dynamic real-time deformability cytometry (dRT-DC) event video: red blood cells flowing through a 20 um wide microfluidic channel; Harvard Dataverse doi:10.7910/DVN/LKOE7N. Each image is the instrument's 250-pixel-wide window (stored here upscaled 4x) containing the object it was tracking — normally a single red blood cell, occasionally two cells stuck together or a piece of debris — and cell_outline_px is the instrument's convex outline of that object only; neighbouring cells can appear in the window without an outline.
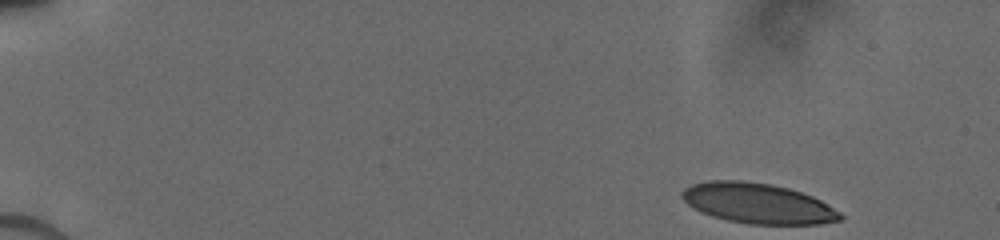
{"species": "human", "species_latin": "Homo sapiens", "temperature_condition": "cold", "stored_images_in_passage": 9, "camera_frame_rate_fps": 3000, "um_per_image_px": 0.085, "donor": {"sex": "male"}, "frame": {"image": 1, "passage_image": 1, "time_ms": 0.0, "image_size_px": [1000, 240], "cell_outline_px": [[844, 220], [820, 224], [748, 224], [728, 220], [712, 216], [700, 212], [688, 204], [680, 196], [680, 192], [684, 188], [692, 184], [708, 180], [744, 180], [772, 184], [788, 188], [812, 196], [820, 200], [840, 212], [844, 216]], "centroid_in_image_um": [64.41, 17.28], "position_along_channel_um": 20.6, "area_um2": 37.34}}
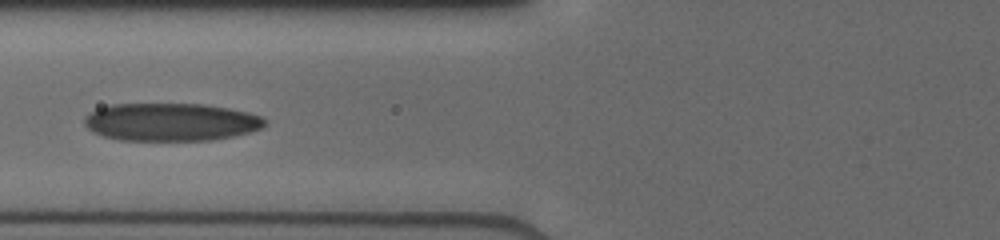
{"frame": {"image": 2, "passage_image": 7, "time_ms": 5.667, "image_size_px": [1000, 240], "cell_outline_px": [[268, 120], [264, 128], [232, 136], [212, 140], [120, 140], [104, 136], [92, 132], [84, 124], [84, 116], [96, 108], [112, 104], [204, 104], [228, 108], [248, 112], [260, 116]], "centroid_in_image_um": [14.52, 10.37], "position_along_channel_um": 111.3, "area_um2": 40.0}}
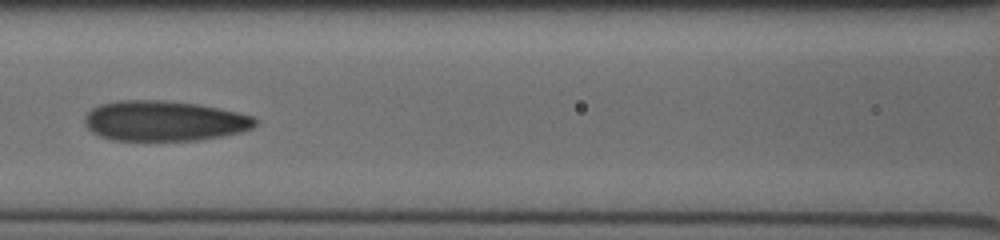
{"frame": {"image": 3, "passage_image": 8, "time_ms": 6.667, "image_size_px": [1000, 240], "cell_outline_px": [[256, 124], [252, 128], [240, 132], [220, 136], [196, 140], [112, 140], [100, 136], [92, 132], [84, 124], [84, 116], [92, 108], [100, 104], [116, 100], [164, 100], [196, 104], [236, 112], [252, 116], [256, 120]], "centroid_in_image_um": [13.89, 10.27], "position_along_channel_um": 152.7, "area_um2": 39.82}}